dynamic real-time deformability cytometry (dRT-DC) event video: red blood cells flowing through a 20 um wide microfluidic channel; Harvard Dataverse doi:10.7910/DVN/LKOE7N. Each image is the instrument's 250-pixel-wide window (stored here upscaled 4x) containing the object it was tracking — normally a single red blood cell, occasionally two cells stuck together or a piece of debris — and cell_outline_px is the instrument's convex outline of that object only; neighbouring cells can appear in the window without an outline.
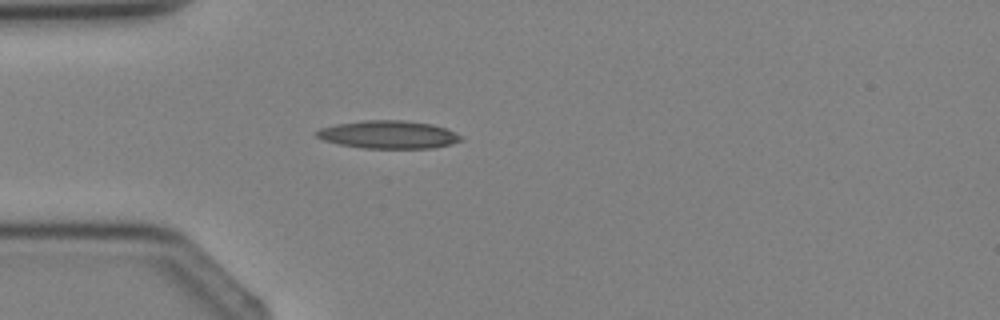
{"species": "Egyptian fruit bat (a non-hibernating species)", "species_latin": "Rousettus aegyptiacus", "temperature_condition": "cold", "stored_images_in_passage": 3, "camera_frame_rate_fps": 3000, "um_per_image_px": 0.085, "animal": {"sex": "female"}, "frame": {"image": 1, "passage_image": 3, "time_ms": 2.333, "image_size_px": [1000, 320], "cell_outline_px": [[464, 140], [452, 144], [436, 148], [364, 148], [340, 144], [324, 140], [316, 136], [316, 132], [320, 128], [336, 124], [364, 120], [404, 120], [432, 124], [444, 128], [464, 136]], "centroid_in_image_um": [33.07, 11.44], "position_along_channel_um": 51.9, "area_um2": 23.52}}